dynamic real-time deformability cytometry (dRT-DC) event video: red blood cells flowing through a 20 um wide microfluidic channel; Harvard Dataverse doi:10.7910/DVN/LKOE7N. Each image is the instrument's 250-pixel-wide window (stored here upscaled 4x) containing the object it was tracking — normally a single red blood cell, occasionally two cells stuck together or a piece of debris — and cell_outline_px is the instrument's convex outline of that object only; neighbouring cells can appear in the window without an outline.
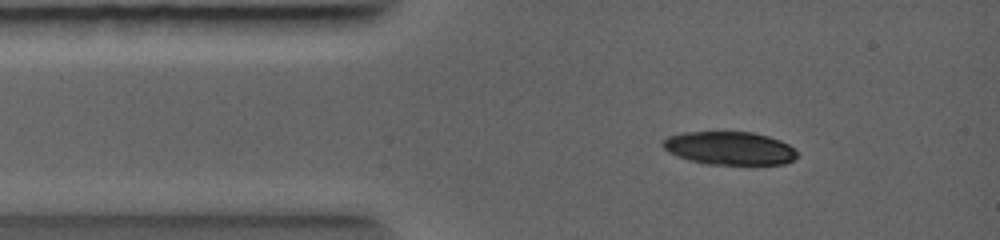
{"species": "common noctule bat (a hibernating species)", "species_latin": "Nyctalus noctula", "temperature_condition": "warm", "stored_images_in_passage": 4, "camera_frame_rate_fps": 5000, "um_per_image_px": 0.085, "animal": {"sex": "female", "body_mass_g": 19.0, "forearm_length_mm": 56.7}, "frame": {"image": 1, "passage_image": 3, "time_ms": 1.0, "image_size_px": [1000, 240], "cell_outline_px": [[796, 156], [792, 160], [780, 164], [712, 164], [692, 160], [680, 156], [664, 148], [664, 140], [668, 136], [684, 132], [752, 132], [768, 136], [780, 140], [788, 144], [796, 152]], "centroid_in_image_um": [62.04, 12.58], "position_along_channel_um": 23.0, "area_um2": 25.32}}